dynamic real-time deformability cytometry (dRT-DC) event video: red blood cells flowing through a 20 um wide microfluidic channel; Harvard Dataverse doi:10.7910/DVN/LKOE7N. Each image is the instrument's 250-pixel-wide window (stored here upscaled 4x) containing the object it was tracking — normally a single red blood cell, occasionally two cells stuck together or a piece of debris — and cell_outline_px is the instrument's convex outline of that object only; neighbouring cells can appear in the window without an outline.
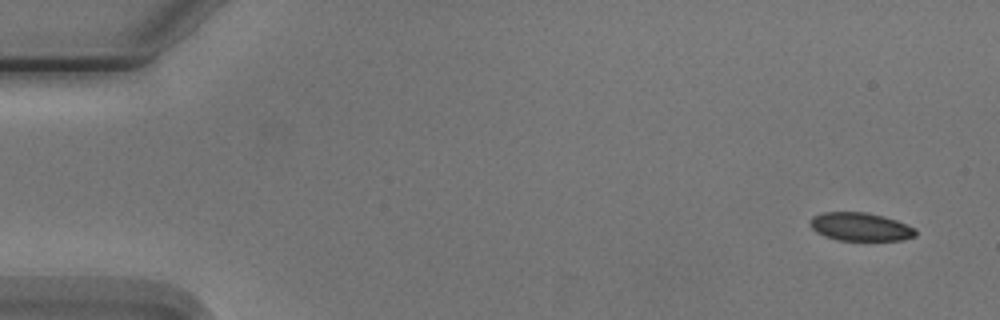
{"species": "Egyptian fruit bat (a non-hibernating species)", "species_latin": "Rousettus aegyptiacus", "temperature_condition": "cold", "stored_images_in_passage": 5, "camera_frame_rate_fps": 3000, "um_per_image_px": 0.085, "animal": {"sex": "male"}, "frame": {"image": 1, "passage_image": 1, "time_ms": 0.0, "image_size_px": [1000, 320], "cell_outline_px": [[916, 236], [900, 240], [836, 240], [824, 236], [816, 232], [808, 224], [808, 220], [812, 216], [824, 212], [864, 212], [884, 216], [896, 220], [916, 228]], "centroid_in_image_um": [73.09, 19.27], "position_along_channel_um": 11.9, "area_um2": 17.51}}
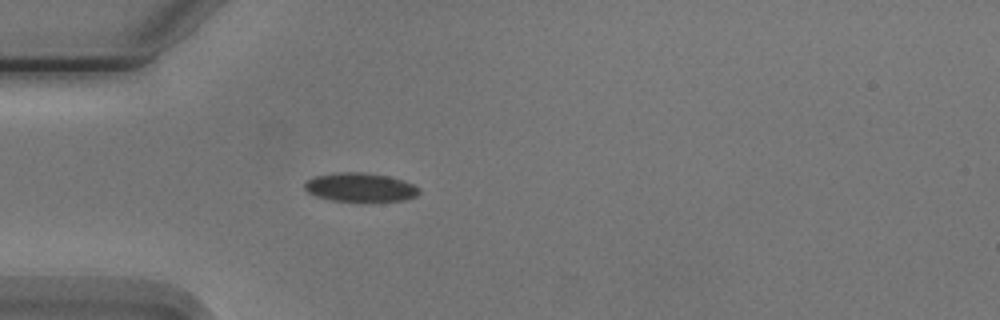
{"frame": {"image": 2, "passage_image": 5, "time_ms": 4.333, "image_size_px": [1000, 320], "cell_outline_px": [[420, 192], [416, 196], [404, 200], [364, 204], [332, 200], [316, 196], [308, 192], [304, 188], [304, 184], [312, 176], [336, 172], [360, 172], [388, 176], [412, 184]], "centroid_in_image_um": [30.58, 15.96], "position_along_channel_um": 54.4, "area_um2": 19.77}}